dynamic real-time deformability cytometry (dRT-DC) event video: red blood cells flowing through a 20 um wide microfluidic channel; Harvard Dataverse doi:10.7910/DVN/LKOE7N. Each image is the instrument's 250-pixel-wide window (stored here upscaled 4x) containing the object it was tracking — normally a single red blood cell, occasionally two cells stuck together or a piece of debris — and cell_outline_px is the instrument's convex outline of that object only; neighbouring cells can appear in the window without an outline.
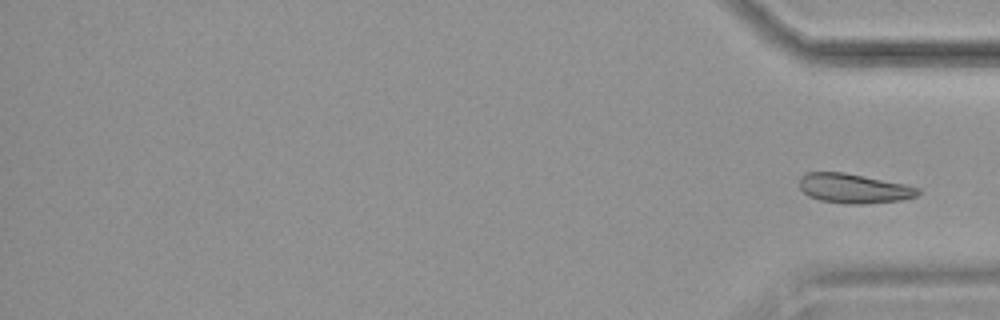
{"species": "common noctule bat (a hibernating species)", "species_latin": "Nyctalus noctula", "temperature_condition": "cold", "stored_images_in_passage": 16, "segment_of_instrument_passage": [2, 2], "camera_frame_rate_fps": 3000, "um_per_image_px": 0.085, "animal": {"sex": "female", "body_mass_g": 19.9}, "frame": {"image": 1, "passage_image": 16, "time_ms": 19.0, "image_size_px": [1000, 320], "cell_outline_px": [[920, 192], [916, 196], [900, 200], [860, 204], [848, 204], [820, 200], [808, 196], [800, 188], [800, 176], [808, 172], [844, 172], [908, 184], [920, 188]], "centroid_in_image_um": [72.59, 16.0], "position_along_channel_um": 362.6, "area_um2": 20.46}}